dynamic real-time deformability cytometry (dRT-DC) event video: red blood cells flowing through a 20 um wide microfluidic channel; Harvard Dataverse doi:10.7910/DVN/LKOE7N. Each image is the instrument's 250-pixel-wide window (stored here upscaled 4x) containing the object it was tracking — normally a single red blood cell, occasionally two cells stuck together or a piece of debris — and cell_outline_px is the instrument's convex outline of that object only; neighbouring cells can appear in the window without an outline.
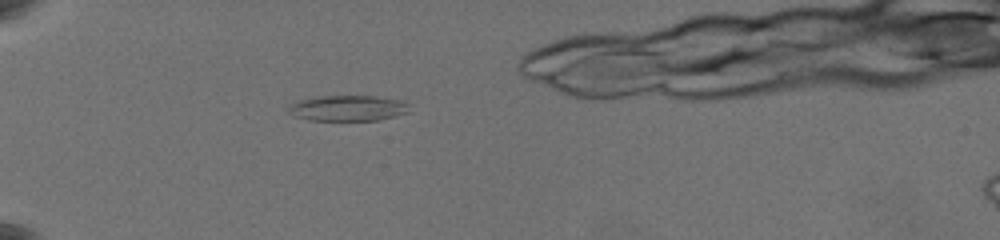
{"species": "common noctule bat (a hibernating species)", "species_latin": "Nyctalus noctula", "temperature_condition": "warm", "stored_images_in_passage": 44, "camera_frame_rate_fps": 3000, "um_per_image_px": 0.085, "animal": {"sex": "female", "body_mass_g": 19.5, "forearm_length_mm": 54.1}, "frame": {"image": 1, "passage_image": 8, "time_ms": 3.667, "image_size_px": [1000, 240], "cell_outline_px": [[408, 112], [396, 116], [376, 120], [308, 120], [292, 116], [288, 112], [288, 104], [300, 100], [316, 96], [376, 96], [404, 100], [408, 104]], "centroid_in_image_um": [29.54, 9.19], "position_along_channel_um": 55.5, "area_um2": 18.26}}
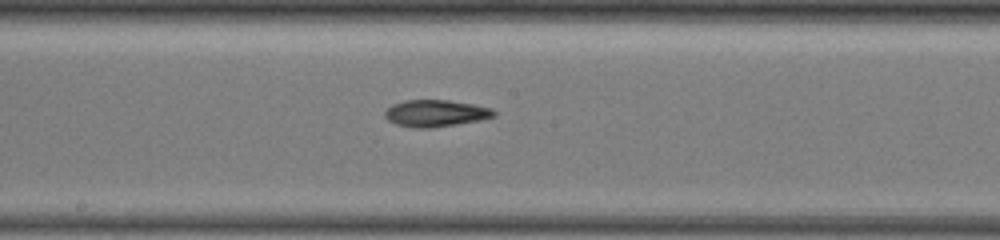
{"frame": {"image": 2, "passage_image": 20, "time_ms": 8.667, "image_size_px": [1000, 240], "cell_outline_px": [[496, 116], [480, 120], [432, 128], [412, 128], [396, 124], [388, 120], [384, 116], [384, 112], [392, 104], [404, 100], [448, 100], [472, 104], [492, 108], [496, 112]], "centroid_in_image_um": [37.02, 9.63], "position_along_channel_um": 211.2, "area_um2": 17.11}}
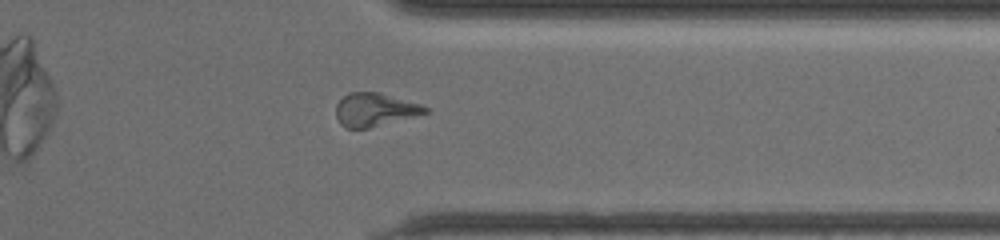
{"frame": {"image": 3, "passage_image": 35, "time_ms": 13.333, "image_size_px": [1000, 240], "cell_outline_px": [[432, 112], [368, 128], [344, 128], [340, 124], [336, 116], [336, 104], [348, 92], [380, 92], [420, 104], [432, 108]], "centroid_in_image_um": [31.9, 9.32], "position_along_channel_um": 379.5, "area_um2": 17.51}}